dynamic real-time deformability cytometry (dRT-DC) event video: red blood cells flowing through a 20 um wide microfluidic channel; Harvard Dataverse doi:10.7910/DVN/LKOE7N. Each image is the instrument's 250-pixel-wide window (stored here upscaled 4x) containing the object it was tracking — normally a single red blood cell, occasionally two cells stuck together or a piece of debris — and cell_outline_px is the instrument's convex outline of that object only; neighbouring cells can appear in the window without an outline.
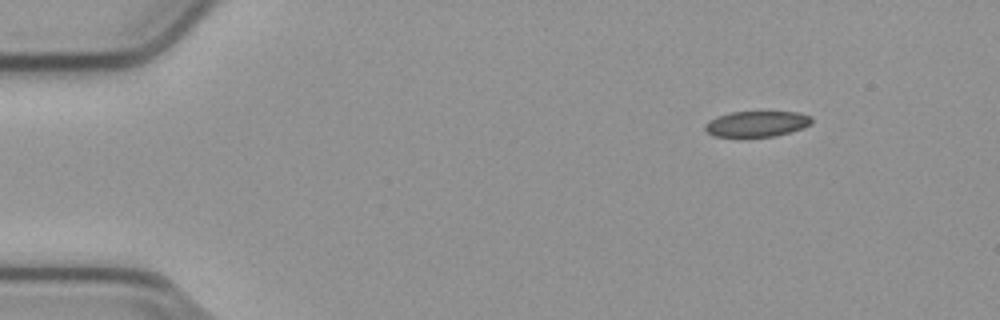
{"species": "common noctule bat (a hibernating species)", "species_latin": "Nyctalus noctula", "temperature_condition": "cold", "stored_images_in_passage": 48, "camera_frame_rate_fps": 3000, "um_per_image_px": 0.085, "animal": {"sex": "male", "body_mass_g": 23.1, "forearm_length_mm": 52.7}, "frame": {"image": 1, "passage_image": 1, "time_ms": 0.0, "image_size_px": [1000, 320], "cell_outline_px": [[812, 124], [804, 128], [776, 136], [744, 140], [712, 136], [704, 128], [704, 124], [708, 120], [716, 116], [732, 112], [796, 112], [812, 116]], "centroid_in_image_um": [64.27, 10.58], "position_along_channel_um": 20.7, "area_um2": 16.94}}
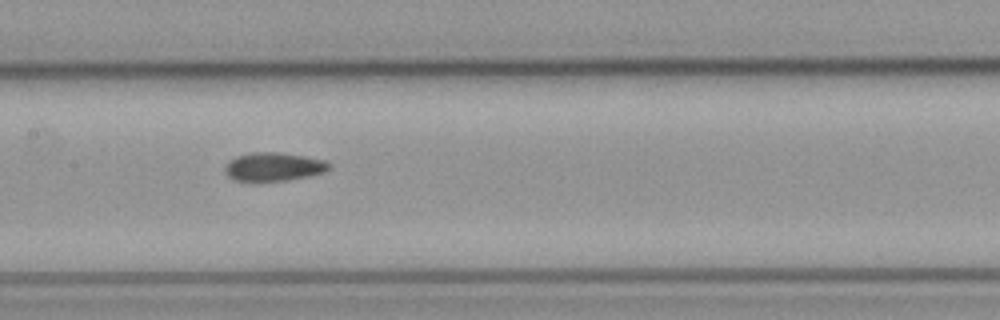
{"frame": {"image": 2, "passage_image": 21, "time_ms": 6.667, "image_size_px": [1000, 320], "cell_outline_px": [[332, 168], [324, 172], [308, 176], [284, 180], [236, 180], [228, 176], [224, 172], [224, 168], [228, 160], [236, 156], [252, 152], [280, 152], [328, 160], [332, 164]], "centroid_in_image_um": [23.29, 14.15], "position_along_channel_um": 184.1, "area_um2": 17.34}}
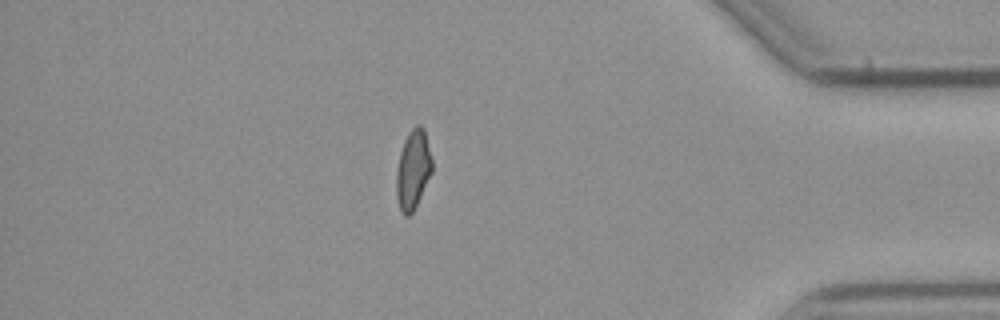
{"frame": {"image": 3, "passage_image": 41, "time_ms": 13.333, "image_size_px": [1000, 320], "cell_outline_px": [[432, 172], [412, 212], [408, 216], [404, 216], [400, 208], [396, 196], [396, 172], [400, 152], [404, 140], [408, 132], [416, 124], [420, 124], [424, 128], [432, 160]], "centroid_in_image_um": [35.1, 14.37], "position_along_channel_um": 400.1, "area_um2": 16.36}, "authors_computed_cell_mechanics": {"area_um2": 16.9932, "velocity_mm_per_s": 3.8109, "shape_relaxation_time_tau1_ms": null, "shape_relaxation_time_tau2_ms": 3.7346, "deformation_change_tau1": null, "deformation_change_tau2": 0.0842}}